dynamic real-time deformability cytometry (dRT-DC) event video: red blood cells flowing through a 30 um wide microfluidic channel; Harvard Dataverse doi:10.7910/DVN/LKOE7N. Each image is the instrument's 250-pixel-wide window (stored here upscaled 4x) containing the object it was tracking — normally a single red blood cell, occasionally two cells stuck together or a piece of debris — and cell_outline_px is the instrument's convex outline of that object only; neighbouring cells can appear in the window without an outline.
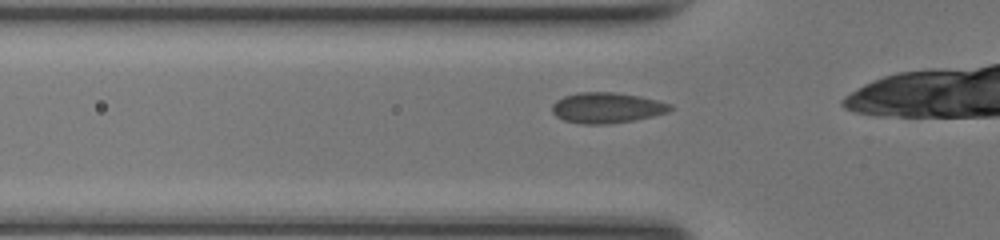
{"species": "common noctule bat (a hibernating species)", "species_latin": "Nyctalus noctula", "temperature_condition": "room temperature", "stored_images_in_passage": 35, "camera_frame_rate_fps": 3000, "um_per_image_px": 0.085, "animal": {"sex": "female", "body_mass_g": 17.0, "forearm_length_mm": 48.0}, "frame": {"image": 1, "passage_image": 8, "time_ms": 2.333, "image_size_px": [1000, 240], "cell_outline_px": [[672, 108], [668, 112], [652, 116], [632, 120], [608, 124], [584, 124], [564, 120], [556, 116], [552, 112], [552, 104], [556, 100], [564, 96], [576, 92], [616, 92], [640, 96], [672, 104]], "centroid_in_image_um": [51.56, 9.15], "position_along_channel_um": 74.2, "area_um2": 21.04}}
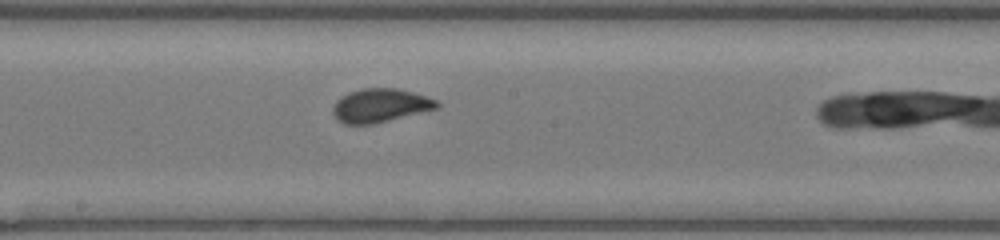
{"frame": {"image": 2, "passage_image": 18, "time_ms": 5.667, "image_size_px": [1000, 240], "cell_outline_px": [[440, 108], [372, 124], [344, 124], [336, 120], [332, 112], [332, 108], [336, 100], [348, 92], [364, 88], [400, 88], [436, 100], [440, 104]], "centroid_in_image_um": [32.3, 8.97], "position_along_channel_um": 215.9, "area_um2": 20.46}}
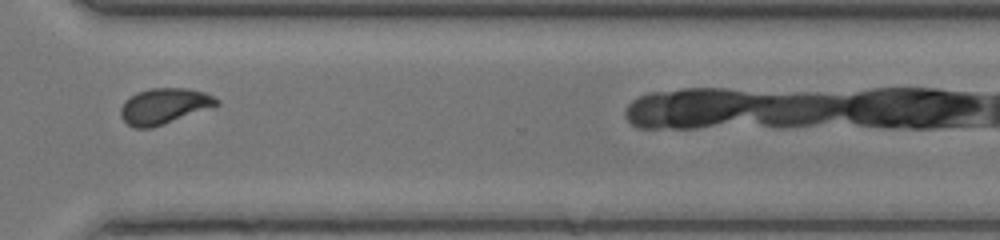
{"frame": {"image": 3, "passage_image": 28, "time_ms": 9.0, "image_size_px": [1000, 240], "cell_outline_px": [[220, 104], [152, 128], [136, 128], [128, 124], [120, 116], [120, 108], [124, 100], [136, 92], [152, 88], [188, 88], [204, 92], [220, 100]], "centroid_in_image_um": [13.92, 9.01], "position_along_channel_um": 356.7, "area_um2": 19.88}, "authors_computed_cell_mechanics": {"area_um2": 20.1144, "velocity_mm_per_s": 4.235, "shape_relaxation_time_tau1_ms": 8.2217, "shape_relaxation_time_tau2_ms": null, "deformation_change_tau1": 0.1619, "deformation_change_tau2": null}}